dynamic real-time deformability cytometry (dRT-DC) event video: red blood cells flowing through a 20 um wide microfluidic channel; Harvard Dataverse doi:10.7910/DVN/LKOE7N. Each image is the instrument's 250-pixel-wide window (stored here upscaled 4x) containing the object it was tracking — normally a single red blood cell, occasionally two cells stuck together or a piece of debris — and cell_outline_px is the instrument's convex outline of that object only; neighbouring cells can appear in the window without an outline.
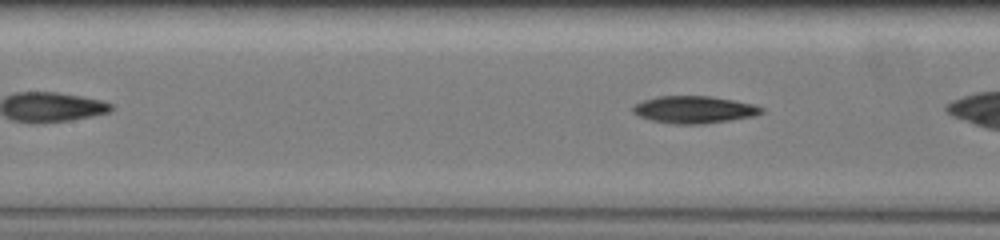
{"species": "common noctule bat (a hibernating species)", "species_latin": "Nyctalus noctula", "temperature_condition": "warm", "stored_images_in_passage": 29, "camera_frame_rate_fps": 3000, "um_per_image_px": 0.085, "animal": {"sex": "female", "body_mass_g": 19.5, "forearm_length_mm": 54.1}, "frame": {"image": 1, "passage_image": 9, "time_ms": 2.667, "image_size_px": [1000, 240], "cell_outline_px": [[764, 112], [752, 116], [704, 124], [672, 124], [652, 120], [640, 116], [632, 112], [632, 108], [636, 104], [644, 100], [656, 96], [712, 96], [752, 104], [764, 108]], "centroid_in_image_um": [58.98, 9.31], "position_along_channel_um": 148.4, "area_um2": 20.23}}
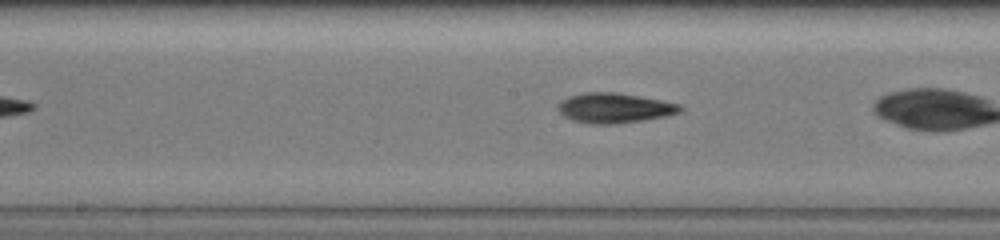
{"frame": {"image": 2, "passage_image": 13, "time_ms": 4.0, "image_size_px": [1000, 240], "cell_outline_px": [[684, 108], [680, 112], [664, 116], [640, 120], [612, 124], [592, 124], [572, 120], [564, 116], [556, 108], [568, 96], [584, 92], [616, 92], [640, 96], [680, 104]], "centroid_in_image_um": [52.22, 9.17], "position_along_channel_um": 196.0, "area_um2": 21.1}}